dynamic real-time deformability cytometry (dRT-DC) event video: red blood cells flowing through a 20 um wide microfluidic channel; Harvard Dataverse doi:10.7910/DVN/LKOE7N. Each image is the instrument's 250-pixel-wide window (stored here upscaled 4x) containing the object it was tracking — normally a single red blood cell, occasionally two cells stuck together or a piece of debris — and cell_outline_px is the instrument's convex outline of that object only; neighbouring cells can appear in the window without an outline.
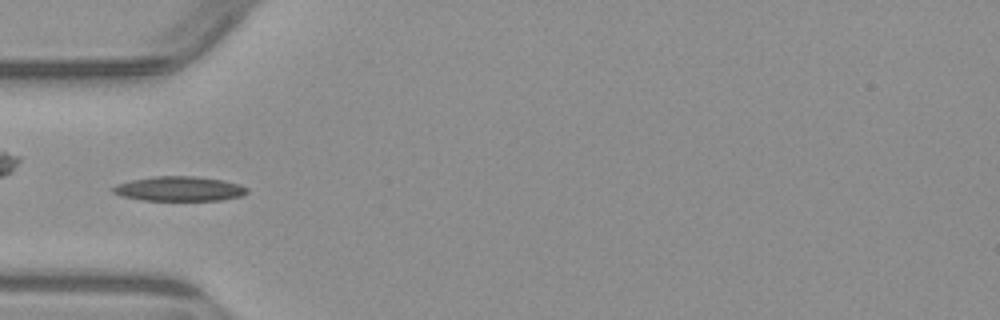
{"species": "common noctule bat (a hibernating species)", "species_latin": "Nyctalus noctula", "temperature_condition": "warm", "stored_images_in_passage": 4, "camera_frame_rate_fps": 3000, "um_per_image_px": 0.085, "animal": {"sex": "male", "body_mass_g": 23.1, "forearm_length_mm": 52.7}, "frame": {"image": 1, "passage_image": 4, "time_ms": 4.333, "image_size_px": [1000, 320], "cell_outline_px": [[248, 192], [244, 196], [220, 200], [144, 200], [120, 196], [112, 192], [112, 188], [116, 184], [132, 180], [156, 176], [196, 176], [220, 180], [240, 184], [248, 188]], "centroid_in_image_um": [15.25, 16.05], "position_along_channel_um": 69.7, "area_um2": 19.25}}